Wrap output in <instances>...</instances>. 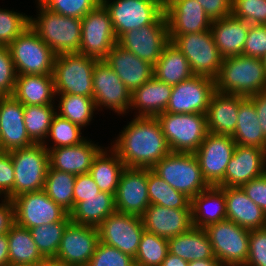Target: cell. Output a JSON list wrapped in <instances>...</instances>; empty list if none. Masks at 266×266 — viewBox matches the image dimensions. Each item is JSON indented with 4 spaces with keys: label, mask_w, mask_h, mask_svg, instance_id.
Wrapping results in <instances>:
<instances>
[{
    "label": "cell",
    "mask_w": 266,
    "mask_h": 266,
    "mask_svg": "<svg viewBox=\"0 0 266 266\" xmlns=\"http://www.w3.org/2000/svg\"><path fill=\"white\" fill-rule=\"evenodd\" d=\"M16 71L8 46H0V96H12Z\"/></svg>",
    "instance_id": "cell-50"
},
{
    "label": "cell",
    "mask_w": 266,
    "mask_h": 266,
    "mask_svg": "<svg viewBox=\"0 0 266 266\" xmlns=\"http://www.w3.org/2000/svg\"><path fill=\"white\" fill-rule=\"evenodd\" d=\"M193 227L207 226L226 220L224 190L219 186H209L191 199Z\"/></svg>",
    "instance_id": "cell-31"
},
{
    "label": "cell",
    "mask_w": 266,
    "mask_h": 266,
    "mask_svg": "<svg viewBox=\"0 0 266 266\" xmlns=\"http://www.w3.org/2000/svg\"><path fill=\"white\" fill-rule=\"evenodd\" d=\"M188 266H223L222 263L216 258L202 259L188 262Z\"/></svg>",
    "instance_id": "cell-61"
},
{
    "label": "cell",
    "mask_w": 266,
    "mask_h": 266,
    "mask_svg": "<svg viewBox=\"0 0 266 266\" xmlns=\"http://www.w3.org/2000/svg\"><path fill=\"white\" fill-rule=\"evenodd\" d=\"M70 222L59 221L29 229L38 251L45 259H53L56 257L63 233Z\"/></svg>",
    "instance_id": "cell-43"
},
{
    "label": "cell",
    "mask_w": 266,
    "mask_h": 266,
    "mask_svg": "<svg viewBox=\"0 0 266 266\" xmlns=\"http://www.w3.org/2000/svg\"><path fill=\"white\" fill-rule=\"evenodd\" d=\"M42 266H71L69 264L60 262L56 259H46L43 263Z\"/></svg>",
    "instance_id": "cell-62"
},
{
    "label": "cell",
    "mask_w": 266,
    "mask_h": 266,
    "mask_svg": "<svg viewBox=\"0 0 266 266\" xmlns=\"http://www.w3.org/2000/svg\"><path fill=\"white\" fill-rule=\"evenodd\" d=\"M103 149L91 140L48 150L49 167L75 175L88 174L94 158Z\"/></svg>",
    "instance_id": "cell-26"
},
{
    "label": "cell",
    "mask_w": 266,
    "mask_h": 266,
    "mask_svg": "<svg viewBox=\"0 0 266 266\" xmlns=\"http://www.w3.org/2000/svg\"><path fill=\"white\" fill-rule=\"evenodd\" d=\"M236 145L229 135L208 133L194 152L203 178L209 186H218L223 181L226 167L233 156Z\"/></svg>",
    "instance_id": "cell-17"
},
{
    "label": "cell",
    "mask_w": 266,
    "mask_h": 266,
    "mask_svg": "<svg viewBox=\"0 0 266 266\" xmlns=\"http://www.w3.org/2000/svg\"><path fill=\"white\" fill-rule=\"evenodd\" d=\"M215 91V80L193 75L173 86L165 112L206 114Z\"/></svg>",
    "instance_id": "cell-18"
},
{
    "label": "cell",
    "mask_w": 266,
    "mask_h": 266,
    "mask_svg": "<svg viewBox=\"0 0 266 266\" xmlns=\"http://www.w3.org/2000/svg\"><path fill=\"white\" fill-rule=\"evenodd\" d=\"M99 242L98 228L70 222L54 259L71 266H86Z\"/></svg>",
    "instance_id": "cell-20"
},
{
    "label": "cell",
    "mask_w": 266,
    "mask_h": 266,
    "mask_svg": "<svg viewBox=\"0 0 266 266\" xmlns=\"http://www.w3.org/2000/svg\"><path fill=\"white\" fill-rule=\"evenodd\" d=\"M265 173H266V149H265Z\"/></svg>",
    "instance_id": "cell-67"
},
{
    "label": "cell",
    "mask_w": 266,
    "mask_h": 266,
    "mask_svg": "<svg viewBox=\"0 0 266 266\" xmlns=\"http://www.w3.org/2000/svg\"><path fill=\"white\" fill-rule=\"evenodd\" d=\"M262 62H263V66H264V69L266 71V54L261 58Z\"/></svg>",
    "instance_id": "cell-63"
},
{
    "label": "cell",
    "mask_w": 266,
    "mask_h": 266,
    "mask_svg": "<svg viewBox=\"0 0 266 266\" xmlns=\"http://www.w3.org/2000/svg\"><path fill=\"white\" fill-rule=\"evenodd\" d=\"M75 179V174L51 169L50 167L48 168L46 174L43 190L50 199L68 213L73 210Z\"/></svg>",
    "instance_id": "cell-41"
},
{
    "label": "cell",
    "mask_w": 266,
    "mask_h": 266,
    "mask_svg": "<svg viewBox=\"0 0 266 266\" xmlns=\"http://www.w3.org/2000/svg\"><path fill=\"white\" fill-rule=\"evenodd\" d=\"M244 193L266 213V173L241 186Z\"/></svg>",
    "instance_id": "cell-55"
},
{
    "label": "cell",
    "mask_w": 266,
    "mask_h": 266,
    "mask_svg": "<svg viewBox=\"0 0 266 266\" xmlns=\"http://www.w3.org/2000/svg\"><path fill=\"white\" fill-rule=\"evenodd\" d=\"M172 88L153 76L131 93L130 111L137 110L136 117H157L165 112Z\"/></svg>",
    "instance_id": "cell-30"
},
{
    "label": "cell",
    "mask_w": 266,
    "mask_h": 266,
    "mask_svg": "<svg viewBox=\"0 0 266 266\" xmlns=\"http://www.w3.org/2000/svg\"><path fill=\"white\" fill-rule=\"evenodd\" d=\"M60 99L56 113L84 128L92 121L97 110L94 99L82 95L56 94ZM58 110V111H57ZM60 111V112H59Z\"/></svg>",
    "instance_id": "cell-40"
},
{
    "label": "cell",
    "mask_w": 266,
    "mask_h": 266,
    "mask_svg": "<svg viewBox=\"0 0 266 266\" xmlns=\"http://www.w3.org/2000/svg\"><path fill=\"white\" fill-rule=\"evenodd\" d=\"M37 17H30V27L56 55L76 53L81 45V19L63 16L44 7L39 1Z\"/></svg>",
    "instance_id": "cell-2"
},
{
    "label": "cell",
    "mask_w": 266,
    "mask_h": 266,
    "mask_svg": "<svg viewBox=\"0 0 266 266\" xmlns=\"http://www.w3.org/2000/svg\"><path fill=\"white\" fill-rule=\"evenodd\" d=\"M231 14L250 25H266V0H232Z\"/></svg>",
    "instance_id": "cell-48"
},
{
    "label": "cell",
    "mask_w": 266,
    "mask_h": 266,
    "mask_svg": "<svg viewBox=\"0 0 266 266\" xmlns=\"http://www.w3.org/2000/svg\"><path fill=\"white\" fill-rule=\"evenodd\" d=\"M204 230L212 245L214 257L223 266H245L250 230L227 219L211 224Z\"/></svg>",
    "instance_id": "cell-10"
},
{
    "label": "cell",
    "mask_w": 266,
    "mask_h": 266,
    "mask_svg": "<svg viewBox=\"0 0 266 266\" xmlns=\"http://www.w3.org/2000/svg\"><path fill=\"white\" fill-rule=\"evenodd\" d=\"M97 228L100 242L135 258L145 230L140 216L115 212Z\"/></svg>",
    "instance_id": "cell-15"
},
{
    "label": "cell",
    "mask_w": 266,
    "mask_h": 266,
    "mask_svg": "<svg viewBox=\"0 0 266 266\" xmlns=\"http://www.w3.org/2000/svg\"><path fill=\"white\" fill-rule=\"evenodd\" d=\"M96 61L78 52L56 55L52 73L55 93L93 98V69Z\"/></svg>",
    "instance_id": "cell-4"
},
{
    "label": "cell",
    "mask_w": 266,
    "mask_h": 266,
    "mask_svg": "<svg viewBox=\"0 0 266 266\" xmlns=\"http://www.w3.org/2000/svg\"><path fill=\"white\" fill-rule=\"evenodd\" d=\"M93 99L97 110L105 107L119 115L129 113L131 92L104 60H97L93 69Z\"/></svg>",
    "instance_id": "cell-16"
},
{
    "label": "cell",
    "mask_w": 266,
    "mask_h": 266,
    "mask_svg": "<svg viewBox=\"0 0 266 266\" xmlns=\"http://www.w3.org/2000/svg\"><path fill=\"white\" fill-rule=\"evenodd\" d=\"M15 171L9 152L0 153V195L4 199L14 198Z\"/></svg>",
    "instance_id": "cell-53"
},
{
    "label": "cell",
    "mask_w": 266,
    "mask_h": 266,
    "mask_svg": "<svg viewBox=\"0 0 266 266\" xmlns=\"http://www.w3.org/2000/svg\"><path fill=\"white\" fill-rule=\"evenodd\" d=\"M0 203V235L8 233L15 224L14 205L10 199H1Z\"/></svg>",
    "instance_id": "cell-57"
},
{
    "label": "cell",
    "mask_w": 266,
    "mask_h": 266,
    "mask_svg": "<svg viewBox=\"0 0 266 266\" xmlns=\"http://www.w3.org/2000/svg\"><path fill=\"white\" fill-rule=\"evenodd\" d=\"M0 266H9L7 233L0 235Z\"/></svg>",
    "instance_id": "cell-59"
},
{
    "label": "cell",
    "mask_w": 266,
    "mask_h": 266,
    "mask_svg": "<svg viewBox=\"0 0 266 266\" xmlns=\"http://www.w3.org/2000/svg\"><path fill=\"white\" fill-rule=\"evenodd\" d=\"M86 266H135V262L130 255L99 241Z\"/></svg>",
    "instance_id": "cell-49"
},
{
    "label": "cell",
    "mask_w": 266,
    "mask_h": 266,
    "mask_svg": "<svg viewBox=\"0 0 266 266\" xmlns=\"http://www.w3.org/2000/svg\"><path fill=\"white\" fill-rule=\"evenodd\" d=\"M107 149H102L94 158L89 174L93 177L100 191L115 196L125 165L112 148L108 147Z\"/></svg>",
    "instance_id": "cell-36"
},
{
    "label": "cell",
    "mask_w": 266,
    "mask_h": 266,
    "mask_svg": "<svg viewBox=\"0 0 266 266\" xmlns=\"http://www.w3.org/2000/svg\"><path fill=\"white\" fill-rule=\"evenodd\" d=\"M1 152H4V151H3L2 140H1V135H0V153Z\"/></svg>",
    "instance_id": "cell-66"
},
{
    "label": "cell",
    "mask_w": 266,
    "mask_h": 266,
    "mask_svg": "<svg viewBox=\"0 0 266 266\" xmlns=\"http://www.w3.org/2000/svg\"><path fill=\"white\" fill-rule=\"evenodd\" d=\"M15 223L33 228L59 221H71L70 215L48 197L44 190L23 193L12 199Z\"/></svg>",
    "instance_id": "cell-11"
},
{
    "label": "cell",
    "mask_w": 266,
    "mask_h": 266,
    "mask_svg": "<svg viewBox=\"0 0 266 266\" xmlns=\"http://www.w3.org/2000/svg\"><path fill=\"white\" fill-rule=\"evenodd\" d=\"M48 10L68 17L82 19L88 12L96 8L98 0H36Z\"/></svg>",
    "instance_id": "cell-47"
},
{
    "label": "cell",
    "mask_w": 266,
    "mask_h": 266,
    "mask_svg": "<svg viewBox=\"0 0 266 266\" xmlns=\"http://www.w3.org/2000/svg\"><path fill=\"white\" fill-rule=\"evenodd\" d=\"M141 218L146 231L165 239L185 233L193 227L192 209H174L151 204Z\"/></svg>",
    "instance_id": "cell-24"
},
{
    "label": "cell",
    "mask_w": 266,
    "mask_h": 266,
    "mask_svg": "<svg viewBox=\"0 0 266 266\" xmlns=\"http://www.w3.org/2000/svg\"><path fill=\"white\" fill-rule=\"evenodd\" d=\"M255 106L262 132L266 137V90L248 97Z\"/></svg>",
    "instance_id": "cell-58"
},
{
    "label": "cell",
    "mask_w": 266,
    "mask_h": 266,
    "mask_svg": "<svg viewBox=\"0 0 266 266\" xmlns=\"http://www.w3.org/2000/svg\"><path fill=\"white\" fill-rule=\"evenodd\" d=\"M114 198L116 212L141 217L150 206L148 168L125 167Z\"/></svg>",
    "instance_id": "cell-19"
},
{
    "label": "cell",
    "mask_w": 266,
    "mask_h": 266,
    "mask_svg": "<svg viewBox=\"0 0 266 266\" xmlns=\"http://www.w3.org/2000/svg\"><path fill=\"white\" fill-rule=\"evenodd\" d=\"M161 266H188V261L168 252Z\"/></svg>",
    "instance_id": "cell-60"
},
{
    "label": "cell",
    "mask_w": 266,
    "mask_h": 266,
    "mask_svg": "<svg viewBox=\"0 0 266 266\" xmlns=\"http://www.w3.org/2000/svg\"><path fill=\"white\" fill-rule=\"evenodd\" d=\"M153 70V76L156 79L171 86L193 76L188 60L171 41L153 65Z\"/></svg>",
    "instance_id": "cell-35"
},
{
    "label": "cell",
    "mask_w": 266,
    "mask_h": 266,
    "mask_svg": "<svg viewBox=\"0 0 266 266\" xmlns=\"http://www.w3.org/2000/svg\"><path fill=\"white\" fill-rule=\"evenodd\" d=\"M170 42L168 25L163 13L153 24L132 29L117 39V44L152 65Z\"/></svg>",
    "instance_id": "cell-14"
},
{
    "label": "cell",
    "mask_w": 266,
    "mask_h": 266,
    "mask_svg": "<svg viewBox=\"0 0 266 266\" xmlns=\"http://www.w3.org/2000/svg\"><path fill=\"white\" fill-rule=\"evenodd\" d=\"M111 148L127 168H152L171 150L156 117H134Z\"/></svg>",
    "instance_id": "cell-1"
},
{
    "label": "cell",
    "mask_w": 266,
    "mask_h": 266,
    "mask_svg": "<svg viewBox=\"0 0 266 266\" xmlns=\"http://www.w3.org/2000/svg\"><path fill=\"white\" fill-rule=\"evenodd\" d=\"M159 2L163 7H165L166 1L167 0H153Z\"/></svg>",
    "instance_id": "cell-65"
},
{
    "label": "cell",
    "mask_w": 266,
    "mask_h": 266,
    "mask_svg": "<svg viewBox=\"0 0 266 266\" xmlns=\"http://www.w3.org/2000/svg\"><path fill=\"white\" fill-rule=\"evenodd\" d=\"M148 195L150 205L157 204L174 209H192L189 197L172 188L150 168H148Z\"/></svg>",
    "instance_id": "cell-39"
},
{
    "label": "cell",
    "mask_w": 266,
    "mask_h": 266,
    "mask_svg": "<svg viewBox=\"0 0 266 266\" xmlns=\"http://www.w3.org/2000/svg\"><path fill=\"white\" fill-rule=\"evenodd\" d=\"M250 24L232 14L212 20L210 31L222 58L243 55Z\"/></svg>",
    "instance_id": "cell-28"
},
{
    "label": "cell",
    "mask_w": 266,
    "mask_h": 266,
    "mask_svg": "<svg viewBox=\"0 0 266 266\" xmlns=\"http://www.w3.org/2000/svg\"><path fill=\"white\" fill-rule=\"evenodd\" d=\"M115 212L114 195L101 191L97 196L77 203L69 215L73 223L97 228L105 218Z\"/></svg>",
    "instance_id": "cell-37"
},
{
    "label": "cell",
    "mask_w": 266,
    "mask_h": 266,
    "mask_svg": "<svg viewBox=\"0 0 266 266\" xmlns=\"http://www.w3.org/2000/svg\"><path fill=\"white\" fill-rule=\"evenodd\" d=\"M168 252L188 262L214 258L207 232L196 227L168 239Z\"/></svg>",
    "instance_id": "cell-33"
},
{
    "label": "cell",
    "mask_w": 266,
    "mask_h": 266,
    "mask_svg": "<svg viewBox=\"0 0 266 266\" xmlns=\"http://www.w3.org/2000/svg\"><path fill=\"white\" fill-rule=\"evenodd\" d=\"M156 118L171 152L194 153L208 134L206 114L164 112Z\"/></svg>",
    "instance_id": "cell-5"
},
{
    "label": "cell",
    "mask_w": 266,
    "mask_h": 266,
    "mask_svg": "<svg viewBox=\"0 0 266 266\" xmlns=\"http://www.w3.org/2000/svg\"><path fill=\"white\" fill-rule=\"evenodd\" d=\"M13 266H42V264H25V265H13Z\"/></svg>",
    "instance_id": "cell-64"
},
{
    "label": "cell",
    "mask_w": 266,
    "mask_h": 266,
    "mask_svg": "<svg viewBox=\"0 0 266 266\" xmlns=\"http://www.w3.org/2000/svg\"><path fill=\"white\" fill-rule=\"evenodd\" d=\"M240 95L215 91L206 113L208 133L232 136L236 130Z\"/></svg>",
    "instance_id": "cell-27"
},
{
    "label": "cell",
    "mask_w": 266,
    "mask_h": 266,
    "mask_svg": "<svg viewBox=\"0 0 266 266\" xmlns=\"http://www.w3.org/2000/svg\"><path fill=\"white\" fill-rule=\"evenodd\" d=\"M170 41L183 53L193 75L216 80L223 58L210 30L184 35H169Z\"/></svg>",
    "instance_id": "cell-8"
},
{
    "label": "cell",
    "mask_w": 266,
    "mask_h": 266,
    "mask_svg": "<svg viewBox=\"0 0 266 266\" xmlns=\"http://www.w3.org/2000/svg\"><path fill=\"white\" fill-rule=\"evenodd\" d=\"M132 93L153 77V65L117 43L104 59Z\"/></svg>",
    "instance_id": "cell-25"
},
{
    "label": "cell",
    "mask_w": 266,
    "mask_h": 266,
    "mask_svg": "<svg viewBox=\"0 0 266 266\" xmlns=\"http://www.w3.org/2000/svg\"><path fill=\"white\" fill-rule=\"evenodd\" d=\"M151 169L190 199L209 187L194 153L170 152Z\"/></svg>",
    "instance_id": "cell-6"
},
{
    "label": "cell",
    "mask_w": 266,
    "mask_h": 266,
    "mask_svg": "<svg viewBox=\"0 0 266 266\" xmlns=\"http://www.w3.org/2000/svg\"><path fill=\"white\" fill-rule=\"evenodd\" d=\"M266 54V25H250L243 55L262 58Z\"/></svg>",
    "instance_id": "cell-52"
},
{
    "label": "cell",
    "mask_w": 266,
    "mask_h": 266,
    "mask_svg": "<svg viewBox=\"0 0 266 266\" xmlns=\"http://www.w3.org/2000/svg\"><path fill=\"white\" fill-rule=\"evenodd\" d=\"M215 82L219 92L249 97L266 90V71L260 58L228 57L223 59Z\"/></svg>",
    "instance_id": "cell-3"
},
{
    "label": "cell",
    "mask_w": 266,
    "mask_h": 266,
    "mask_svg": "<svg viewBox=\"0 0 266 266\" xmlns=\"http://www.w3.org/2000/svg\"><path fill=\"white\" fill-rule=\"evenodd\" d=\"M28 26L30 17L25 13L0 8V46H8Z\"/></svg>",
    "instance_id": "cell-46"
},
{
    "label": "cell",
    "mask_w": 266,
    "mask_h": 266,
    "mask_svg": "<svg viewBox=\"0 0 266 266\" xmlns=\"http://www.w3.org/2000/svg\"><path fill=\"white\" fill-rule=\"evenodd\" d=\"M9 266L42 264L46 259L38 251L29 229L16 223L7 233Z\"/></svg>",
    "instance_id": "cell-38"
},
{
    "label": "cell",
    "mask_w": 266,
    "mask_h": 266,
    "mask_svg": "<svg viewBox=\"0 0 266 266\" xmlns=\"http://www.w3.org/2000/svg\"><path fill=\"white\" fill-rule=\"evenodd\" d=\"M81 45L78 53L104 60L117 43L108 10L100 3L81 19Z\"/></svg>",
    "instance_id": "cell-12"
},
{
    "label": "cell",
    "mask_w": 266,
    "mask_h": 266,
    "mask_svg": "<svg viewBox=\"0 0 266 266\" xmlns=\"http://www.w3.org/2000/svg\"><path fill=\"white\" fill-rule=\"evenodd\" d=\"M0 135L4 152L34 144L24 123V105L13 96H0Z\"/></svg>",
    "instance_id": "cell-22"
},
{
    "label": "cell",
    "mask_w": 266,
    "mask_h": 266,
    "mask_svg": "<svg viewBox=\"0 0 266 266\" xmlns=\"http://www.w3.org/2000/svg\"><path fill=\"white\" fill-rule=\"evenodd\" d=\"M55 105H24V123L30 139L34 143H44L51 121L56 114Z\"/></svg>",
    "instance_id": "cell-42"
},
{
    "label": "cell",
    "mask_w": 266,
    "mask_h": 266,
    "mask_svg": "<svg viewBox=\"0 0 266 266\" xmlns=\"http://www.w3.org/2000/svg\"><path fill=\"white\" fill-rule=\"evenodd\" d=\"M81 130L82 127L56 113L52 118L47 136V139L51 138L53 145L48 146L47 142H44L43 145L47 150L78 145L86 140L84 136H81Z\"/></svg>",
    "instance_id": "cell-45"
},
{
    "label": "cell",
    "mask_w": 266,
    "mask_h": 266,
    "mask_svg": "<svg viewBox=\"0 0 266 266\" xmlns=\"http://www.w3.org/2000/svg\"><path fill=\"white\" fill-rule=\"evenodd\" d=\"M211 20L231 15L232 0H197Z\"/></svg>",
    "instance_id": "cell-56"
},
{
    "label": "cell",
    "mask_w": 266,
    "mask_h": 266,
    "mask_svg": "<svg viewBox=\"0 0 266 266\" xmlns=\"http://www.w3.org/2000/svg\"><path fill=\"white\" fill-rule=\"evenodd\" d=\"M100 192L99 187L89 173L76 175L73 192V209L77 203L85 201L86 198L95 197Z\"/></svg>",
    "instance_id": "cell-54"
},
{
    "label": "cell",
    "mask_w": 266,
    "mask_h": 266,
    "mask_svg": "<svg viewBox=\"0 0 266 266\" xmlns=\"http://www.w3.org/2000/svg\"><path fill=\"white\" fill-rule=\"evenodd\" d=\"M265 173V150L236 145L219 187H241Z\"/></svg>",
    "instance_id": "cell-23"
},
{
    "label": "cell",
    "mask_w": 266,
    "mask_h": 266,
    "mask_svg": "<svg viewBox=\"0 0 266 266\" xmlns=\"http://www.w3.org/2000/svg\"><path fill=\"white\" fill-rule=\"evenodd\" d=\"M8 48L17 75H52L56 54L30 26Z\"/></svg>",
    "instance_id": "cell-7"
},
{
    "label": "cell",
    "mask_w": 266,
    "mask_h": 266,
    "mask_svg": "<svg viewBox=\"0 0 266 266\" xmlns=\"http://www.w3.org/2000/svg\"><path fill=\"white\" fill-rule=\"evenodd\" d=\"M12 96L23 105H53L56 97L52 75H17Z\"/></svg>",
    "instance_id": "cell-32"
},
{
    "label": "cell",
    "mask_w": 266,
    "mask_h": 266,
    "mask_svg": "<svg viewBox=\"0 0 266 266\" xmlns=\"http://www.w3.org/2000/svg\"><path fill=\"white\" fill-rule=\"evenodd\" d=\"M234 134L231 136L237 145L266 149V137L262 132L254 103L240 95V107Z\"/></svg>",
    "instance_id": "cell-34"
},
{
    "label": "cell",
    "mask_w": 266,
    "mask_h": 266,
    "mask_svg": "<svg viewBox=\"0 0 266 266\" xmlns=\"http://www.w3.org/2000/svg\"><path fill=\"white\" fill-rule=\"evenodd\" d=\"M168 253V239L144 230L134 258L135 266H161Z\"/></svg>",
    "instance_id": "cell-44"
},
{
    "label": "cell",
    "mask_w": 266,
    "mask_h": 266,
    "mask_svg": "<svg viewBox=\"0 0 266 266\" xmlns=\"http://www.w3.org/2000/svg\"><path fill=\"white\" fill-rule=\"evenodd\" d=\"M117 39L124 33L153 24L163 13L164 7L153 0H105Z\"/></svg>",
    "instance_id": "cell-13"
},
{
    "label": "cell",
    "mask_w": 266,
    "mask_h": 266,
    "mask_svg": "<svg viewBox=\"0 0 266 266\" xmlns=\"http://www.w3.org/2000/svg\"><path fill=\"white\" fill-rule=\"evenodd\" d=\"M248 256L245 266H266V230H250Z\"/></svg>",
    "instance_id": "cell-51"
},
{
    "label": "cell",
    "mask_w": 266,
    "mask_h": 266,
    "mask_svg": "<svg viewBox=\"0 0 266 266\" xmlns=\"http://www.w3.org/2000/svg\"><path fill=\"white\" fill-rule=\"evenodd\" d=\"M15 171L14 197L44 189L49 168L48 150L43 143L9 152Z\"/></svg>",
    "instance_id": "cell-9"
},
{
    "label": "cell",
    "mask_w": 266,
    "mask_h": 266,
    "mask_svg": "<svg viewBox=\"0 0 266 266\" xmlns=\"http://www.w3.org/2000/svg\"><path fill=\"white\" fill-rule=\"evenodd\" d=\"M226 201L227 220L248 230L264 228L266 213L244 193L241 187H221Z\"/></svg>",
    "instance_id": "cell-29"
},
{
    "label": "cell",
    "mask_w": 266,
    "mask_h": 266,
    "mask_svg": "<svg viewBox=\"0 0 266 266\" xmlns=\"http://www.w3.org/2000/svg\"><path fill=\"white\" fill-rule=\"evenodd\" d=\"M169 35L210 30L212 20L197 0H167L164 7Z\"/></svg>",
    "instance_id": "cell-21"
}]
</instances>
